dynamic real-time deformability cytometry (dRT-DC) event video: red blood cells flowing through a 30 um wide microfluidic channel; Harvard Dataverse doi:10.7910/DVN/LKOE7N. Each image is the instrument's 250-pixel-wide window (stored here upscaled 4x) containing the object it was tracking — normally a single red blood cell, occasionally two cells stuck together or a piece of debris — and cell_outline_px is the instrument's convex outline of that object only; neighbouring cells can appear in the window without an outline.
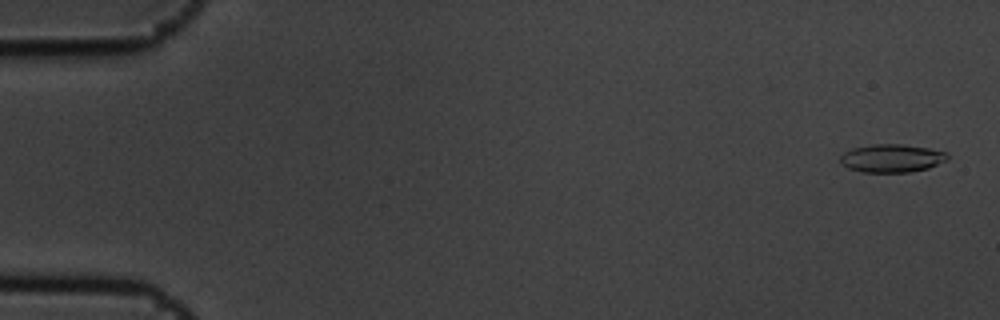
{"species": "common noctule bat (a hibernating species)", "species_latin": "Nyctalus noctula", "temperature_condition": "cold", "stored_images_in_passage": 11, "camera_frame_rate_fps": 3000, "um_per_image_px": 0.085, "animal": {"sex": "male", "body_mass_g": 19.5, "forearm_length_mm": 54.6}, "frame": {"image": 1, "passage_image": 1, "time_ms": 0.0, "image_size_px": [1000, 320], "cell_outline_px": [[948, 160], [928, 168], [908, 172], [860, 172], [848, 168], [840, 164], [840, 156], [844, 152], [852, 148], [872, 144], [904, 144], [928, 148], [948, 152]], "centroid_in_image_um": [75.79, 13.44], "position_along_channel_um": 9.2, "area_um2": 17.74}}
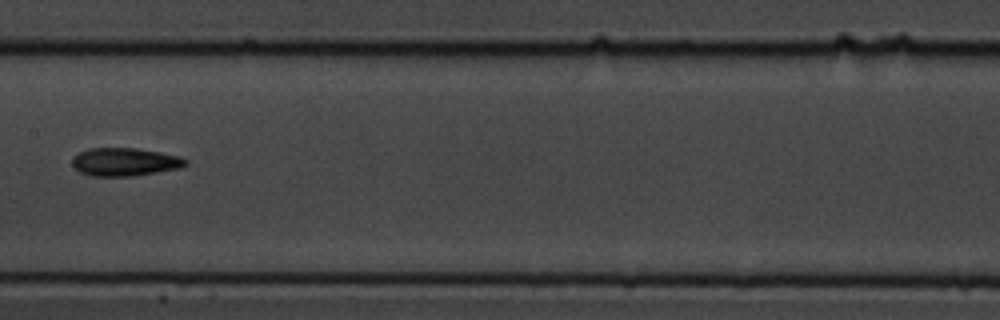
{"frame": {"image": 2, "passage_image": 8, "time_ms": 2.333, "image_size_px": [1000, 320], "cell_outline_px": [[188, 164], [180, 168], [132, 176], [92, 176], [80, 172], [72, 164], [72, 160], [80, 152], [88, 148], [136, 148], [160, 152], [180, 156], [188, 160]], "centroid_in_image_um": [10.64, 13.76], "position_along_channel_um": 196.8, "area_um2": 18.5}}
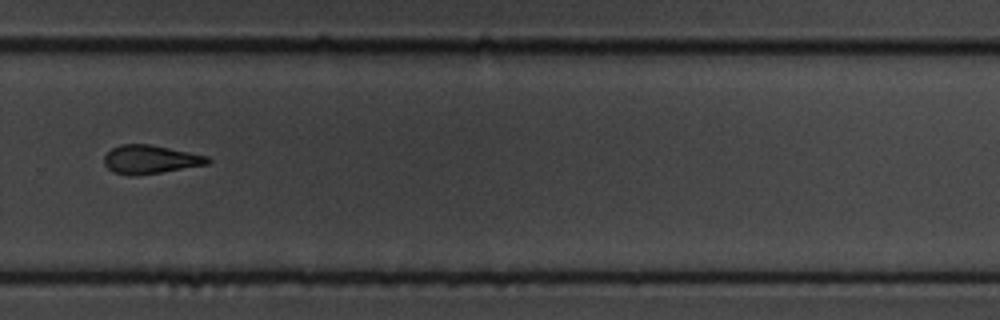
{"frame": {"image": 3, "passage_image": 11, "time_ms": 3.333, "image_size_px": [1000, 320], "cell_outline_px": [[212, 160], [208, 164], [136, 176], [128, 176], [112, 172], [104, 164], [104, 156], [112, 148], [120, 144], [152, 144], [208, 156]], "centroid_in_image_um": [12.75, 13.55], "position_along_channel_um": 317.0, "area_um2": 17.34}}